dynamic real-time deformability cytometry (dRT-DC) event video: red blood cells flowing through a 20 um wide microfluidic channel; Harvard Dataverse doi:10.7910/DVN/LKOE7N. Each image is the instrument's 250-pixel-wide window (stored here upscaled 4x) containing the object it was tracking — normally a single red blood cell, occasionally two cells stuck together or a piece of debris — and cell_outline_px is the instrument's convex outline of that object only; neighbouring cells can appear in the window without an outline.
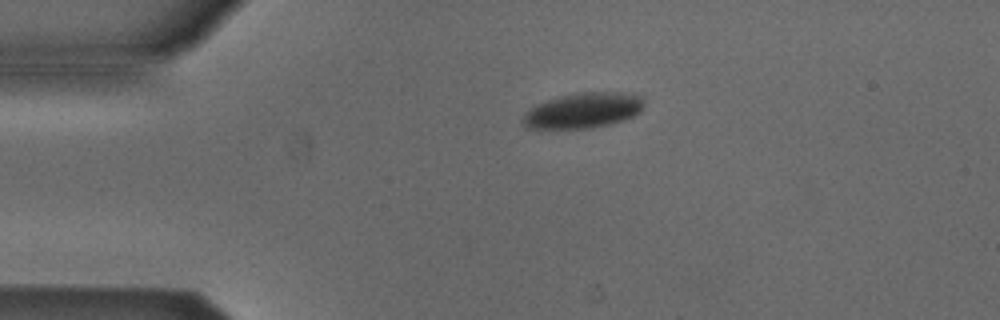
{"species": "Egyptian fruit bat (a non-hibernating species)", "species_latin": "Rousettus aegyptiacus", "temperature_condition": "cold", "stored_images_in_passage": 43, "camera_frame_rate_fps": 3000, "um_per_image_px": 0.085, "animal": {"sex": "male"}, "frame": {"image": 1, "passage_image": 1, "time_ms": 0.0, "image_size_px": [1000, 320], "cell_outline_px": [[644, 108], [640, 112], [632, 116], [608, 124], [588, 128], [524, 128], [524, 112], [536, 104], [556, 96], [576, 92], [628, 92], [644, 96]], "centroid_in_image_um": [49.59, 9.35], "position_along_channel_um": 35.4, "area_um2": 25.14}}
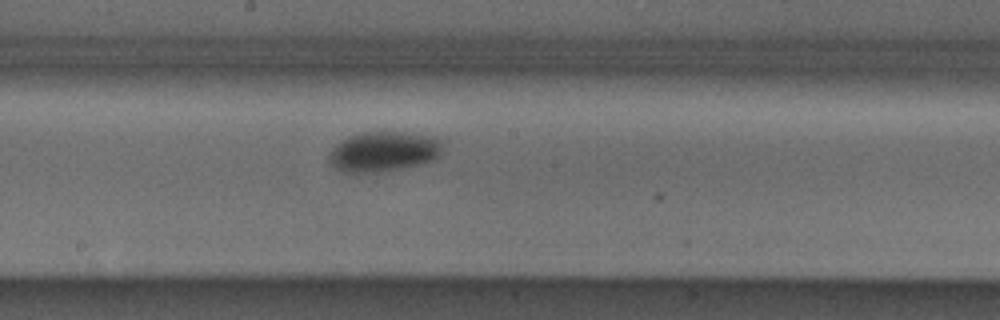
{"frame": {"image": 2, "passage_image": 18, "time_ms": 5.667, "image_size_px": [1000, 320], "cell_outline_px": [[440, 156], [436, 160], [404, 168], [384, 172], [344, 172], [332, 168], [328, 160], [328, 156], [332, 148], [336, 144], [348, 136], [364, 132], [408, 132], [432, 136], [440, 140]], "centroid_in_image_um": [32.58, 12.89], "position_along_channel_um": 215.6, "area_um2": 26.82}}
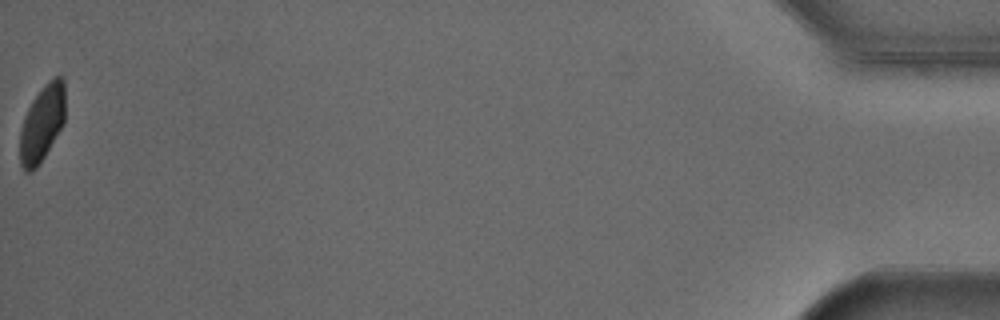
{"frame": {"image": 3, "passage_image": 43, "time_ms": 14.0, "image_size_px": [1000, 320], "cell_outline_px": [[64, 124], [40, 164], [36, 168], [28, 172], [24, 172], [20, 164], [20, 128], [24, 116], [32, 100], [44, 84], [56, 76], [64, 76]], "centroid_in_image_um": [3.57, 10.5], "position_along_channel_um": 431.6, "area_um2": 20.35}, "authors_computed_cell_mechanics": {"area_um2": 25.432, "velocity_mm_per_s": 3.8472, "shape_relaxation_time_tau1_ms": 1.883, "shape_relaxation_time_tau2_ms": null, "deformation_change_tau1": 0.0858, "deformation_change_tau2": null}}